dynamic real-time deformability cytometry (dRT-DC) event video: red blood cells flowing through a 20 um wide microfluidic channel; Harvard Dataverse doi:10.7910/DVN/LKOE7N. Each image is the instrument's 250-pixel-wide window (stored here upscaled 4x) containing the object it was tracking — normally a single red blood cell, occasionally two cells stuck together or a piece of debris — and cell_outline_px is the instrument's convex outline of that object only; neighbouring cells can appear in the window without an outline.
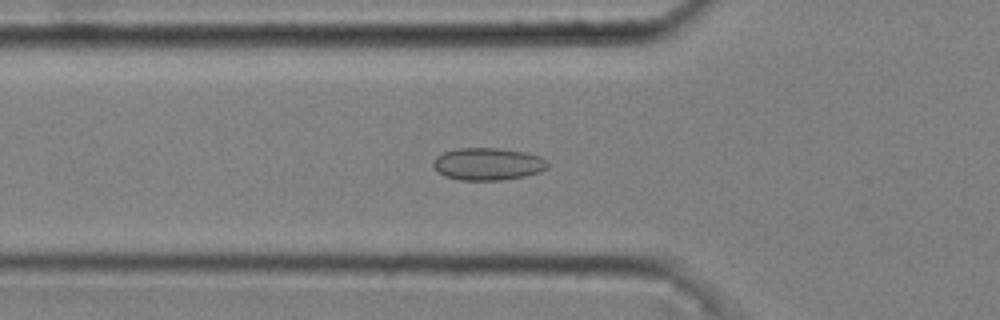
{"species": "common noctule bat (a hibernating species)", "species_latin": "Nyctalus noctula", "temperature_condition": "cold", "stored_images_in_passage": 49, "camera_frame_rate_fps": 3000, "um_per_image_px": 0.085, "animal": {"sex": "male", "body_mass_g": 20.4}, "frame": {"image": 1, "passage_image": 15, "time_ms": 4.667, "image_size_px": [1000, 320], "cell_outline_px": [[548, 168], [540, 172], [524, 176], [504, 180], [460, 180], [444, 176], [432, 164], [432, 160], [436, 156], [444, 152], [456, 148], [500, 148], [524, 152], [540, 156], [548, 160]], "centroid_in_image_um": [41.48, 13.93], "position_along_channel_um": 84.3, "area_um2": 21.73}}
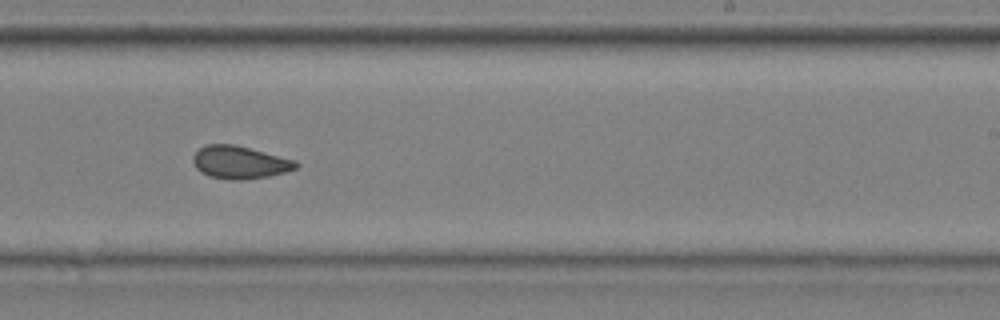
{"frame": {"image": 2, "passage_image": 30, "time_ms": 9.667, "image_size_px": [1000, 320], "cell_outline_px": [[300, 164], [296, 168], [284, 172], [268, 176], [240, 180], [232, 180], [208, 176], [200, 172], [196, 168], [192, 160], [192, 156], [204, 144], [236, 144], [296, 160]], "centroid_in_image_um": [20.36, 13.79], "position_along_channel_um": 268.6, "area_um2": 19.77}}
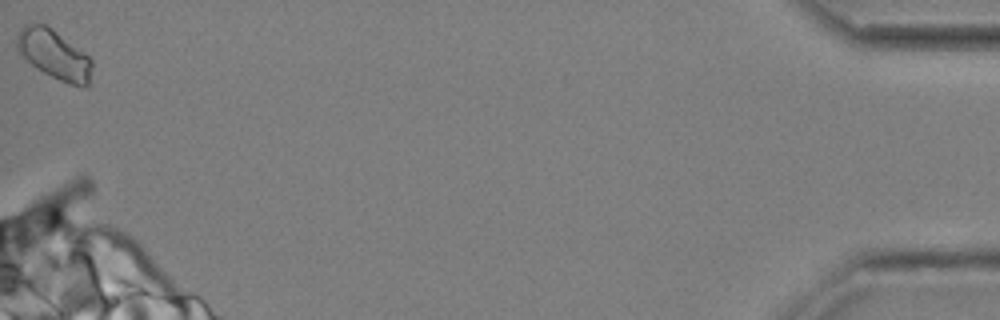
{"frame": {"image": 3, "passage_image": 49, "time_ms": 16.0, "image_size_px": [1000, 320], "cell_outline_px": [[92, 64], [88, 84], [68, 84], [44, 72], [32, 64], [16, 52], [16, 36], [20, 28], [28, 24], [44, 24], [52, 28], [88, 56], [92, 60]], "centroid_in_image_um": [4.54, 4.59], "position_along_channel_um": 430.7, "area_um2": 21.1}, "authors_computed_cell_mechanics": {"area_um2": 19.8254, "velocity_mm_per_s": 3.6783, "shape_relaxation_time_tau1_ms": null, "shape_relaxation_time_tau2_ms": 1.7566, "deformation_change_tau1": null, "deformation_change_tau2": 0.0694}}